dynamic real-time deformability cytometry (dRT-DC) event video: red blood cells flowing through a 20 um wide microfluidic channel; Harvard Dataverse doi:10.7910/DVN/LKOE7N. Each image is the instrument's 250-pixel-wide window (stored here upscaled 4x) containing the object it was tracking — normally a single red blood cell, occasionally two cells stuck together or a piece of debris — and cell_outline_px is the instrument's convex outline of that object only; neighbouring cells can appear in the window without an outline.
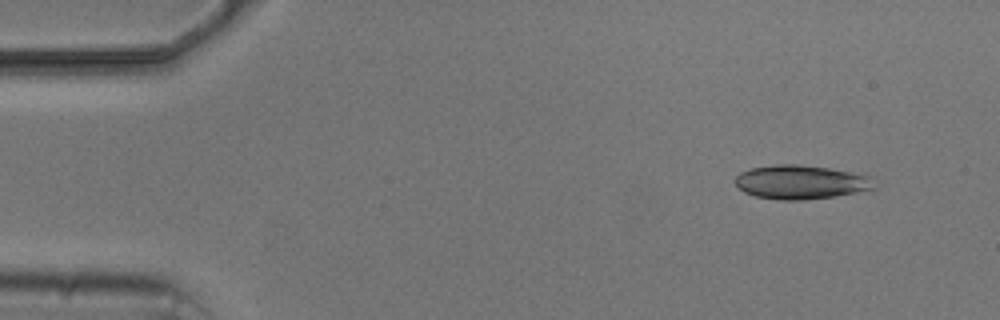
{"species": "common noctule bat (a hibernating species)", "species_latin": "Nyctalus noctula", "temperature_condition": "cold", "stored_images_in_passage": 4, "camera_frame_rate_fps": 3000, "um_per_image_px": 0.085, "animal": {"sex": "male", "body_mass_g": 20.5, "forearm_length_mm": 52.5}, "frame": {"image": 1, "passage_image": 2, "time_ms": 1.0, "image_size_px": [1000, 320], "cell_outline_px": [[876, 188], [836, 196], [804, 200], [780, 200], [756, 196], [744, 192], [732, 180], [740, 172], [752, 168], [776, 164], [796, 164], [828, 168], [872, 176]], "centroid_in_image_um": [68.06, 15.48], "position_along_channel_um": 16.9, "area_um2": 27.51}}